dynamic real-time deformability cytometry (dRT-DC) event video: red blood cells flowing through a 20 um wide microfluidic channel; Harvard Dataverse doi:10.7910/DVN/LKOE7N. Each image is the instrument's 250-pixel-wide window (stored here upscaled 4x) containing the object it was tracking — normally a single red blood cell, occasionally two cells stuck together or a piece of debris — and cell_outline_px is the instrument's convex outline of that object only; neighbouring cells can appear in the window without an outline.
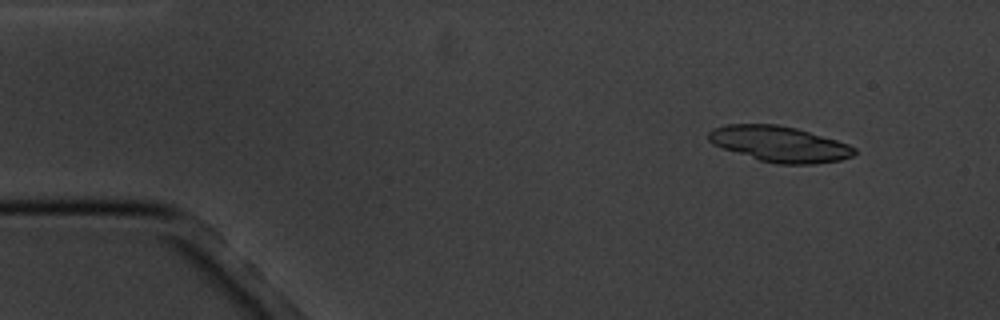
{"species": "common noctule bat (a hibernating species)", "species_latin": "Nyctalus noctula", "temperature_condition": "cold", "stored_images_in_passage": 4, "camera_frame_rate_fps": 3000, "um_per_image_px": 0.085, "animal": {"sex": "male", "body_mass_g": 20.1, "forearm_length_mm": 53.5}, "frame": {"image": 1, "passage_image": 1, "time_ms": 0.0, "image_size_px": [1000, 320], "cell_outline_px": [[856, 152], [852, 156], [840, 160], [812, 164], [776, 164], [760, 160], [712, 144], [708, 140], [708, 132], [712, 128], [724, 124], [776, 124], [796, 128], [836, 140], [848, 144], [856, 148]], "centroid_in_image_um": [66.24, 12.23], "position_along_channel_um": 18.8, "area_um2": 30.17}}